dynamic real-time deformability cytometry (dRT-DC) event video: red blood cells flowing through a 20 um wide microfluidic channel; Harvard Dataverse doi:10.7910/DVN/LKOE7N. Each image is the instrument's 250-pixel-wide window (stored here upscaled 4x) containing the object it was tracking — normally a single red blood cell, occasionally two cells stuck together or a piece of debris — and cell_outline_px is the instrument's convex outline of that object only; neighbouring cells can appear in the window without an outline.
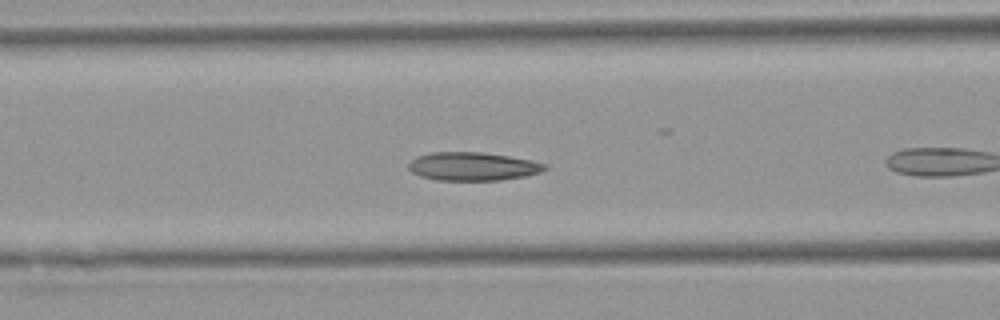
{"species": "Egyptian fruit bat (a non-hibernating species)", "species_latin": "Rousettus aegyptiacus", "temperature_condition": "warm", "stored_images_in_passage": 12, "camera_frame_rate_fps": 3000, "um_per_image_px": 0.085, "animal": {"sex": "female"}, "frame": {"image": 1, "passage_image": 7, "time_ms": 2.0, "image_size_px": [1000, 320], "cell_outline_px": [[548, 168], [540, 172], [524, 176], [500, 180], [436, 180], [420, 176], [412, 172], [408, 168], [408, 164], [416, 156], [432, 152], [480, 152], [508, 156], [532, 160], [548, 164]], "centroid_in_image_um": [40.19, 14.14], "position_along_channel_um": 126.4, "area_um2": 22.54}}
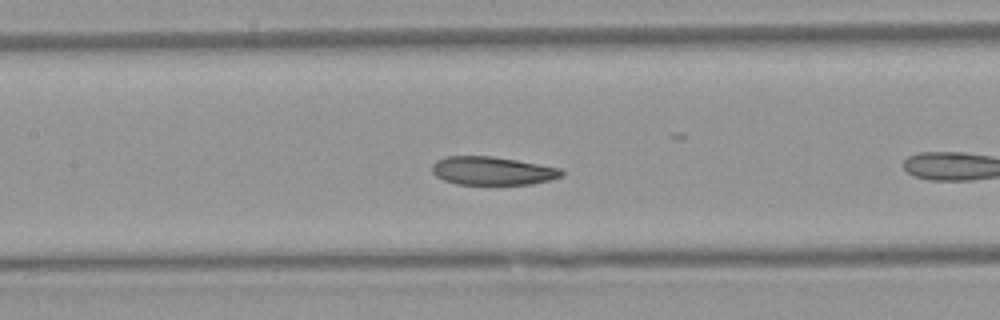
{"frame": {"image": 2, "passage_image": 10, "time_ms": 3.0, "image_size_px": [1000, 320], "cell_outline_px": [[564, 172], [560, 176], [548, 180], [532, 184], [456, 184], [444, 180], [436, 176], [432, 172], [432, 164], [436, 160], [448, 156], [492, 156], [516, 160], [560, 168]], "centroid_in_image_um": [41.81, 14.51], "position_along_channel_um": 165.6, "area_um2": 21.21}}